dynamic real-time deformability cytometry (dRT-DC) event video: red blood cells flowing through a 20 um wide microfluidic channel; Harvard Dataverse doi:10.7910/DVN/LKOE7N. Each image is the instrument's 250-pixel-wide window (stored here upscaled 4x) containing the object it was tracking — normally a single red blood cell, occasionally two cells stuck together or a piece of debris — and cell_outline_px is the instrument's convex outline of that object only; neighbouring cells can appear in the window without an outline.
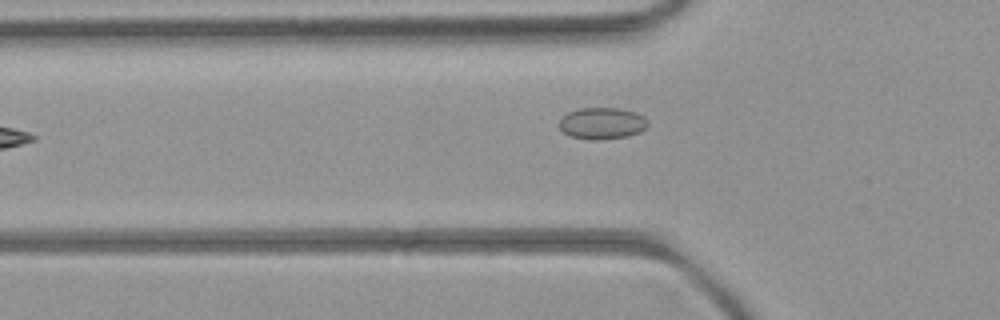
{"species": "common noctule bat (a hibernating species)", "species_latin": "Nyctalus noctula", "temperature_condition": "room temperature", "stored_images_in_passage": 3, "camera_frame_rate_fps": 3000, "um_per_image_px": 0.085, "animal": {"sex": "female", "body_mass_g": 21.9}, "frame": {"image": 1, "passage_image": 2, "time_ms": 1.333, "image_size_px": [1000, 320], "cell_outline_px": [[648, 124], [640, 132], [628, 136], [600, 140], [592, 140], [572, 136], [564, 132], [556, 124], [568, 112], [580, 108], [620, 108], [636, 112], [644, 116], [648, 120]], "centroid_in_image_um": [51.19, 10.48], "position_along_channel_um": 74.6, "area_um2": 16.42}}
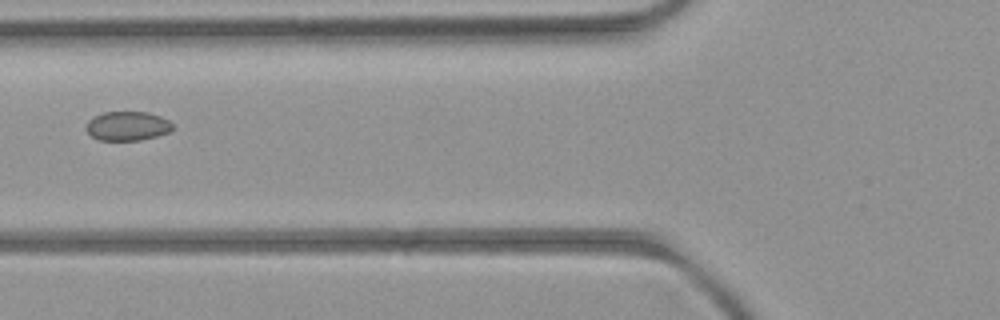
{"frame": {"image": 2, "passage_image": 3, "time_ms": 2.333, "image_size_px": [1000, 320], "cell_outline_px": [[172, 128], [168, 132], [156, 136], [140, 140], [100, 140], [92, 136], [84, 128], [88, 120], [92, 116], [104, 112], [148, 112], [160, 116], [168, 120], [172, 124]], "centroid_in_image_um": [10.79, 10.7], "position_along_channel_um": 115.0, "area_um2": 14.68}}